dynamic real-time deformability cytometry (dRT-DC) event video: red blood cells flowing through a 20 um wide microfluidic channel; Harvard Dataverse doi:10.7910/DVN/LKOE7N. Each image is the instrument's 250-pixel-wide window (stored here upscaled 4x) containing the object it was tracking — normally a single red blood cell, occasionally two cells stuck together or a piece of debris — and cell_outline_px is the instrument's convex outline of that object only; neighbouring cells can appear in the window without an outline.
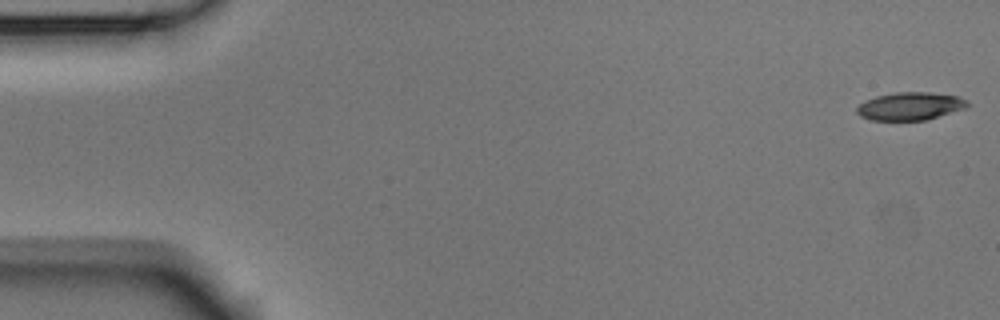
{"species": "Egyptian fruit bat (a non-hibernating species)", "species_latin": "Rousettus aegyptiacus", "temperature_condition": "room temperature", "stored_images_in_passage": 5, "camera_frame_rate_fps": 3000, "um_per_image_px": 0.085, "animal": {"sex": "male"}, "frame": {"image": 1, "passage_image": 1, "time_ms": 0.0, "image_size_px": [1000, 320], "cell_outline_px": [[968, 108], [928, 120], [872, 120], [860, 116], [856, 112], [856, 108], [864, 100], [876, 96], [896, 92], [928, 92], [960, 96], [968, 100]], "centroid_in_image_um": [77.41, 9.02], "position_along_channel_um": 7.6, "area_um2": 18.26}}
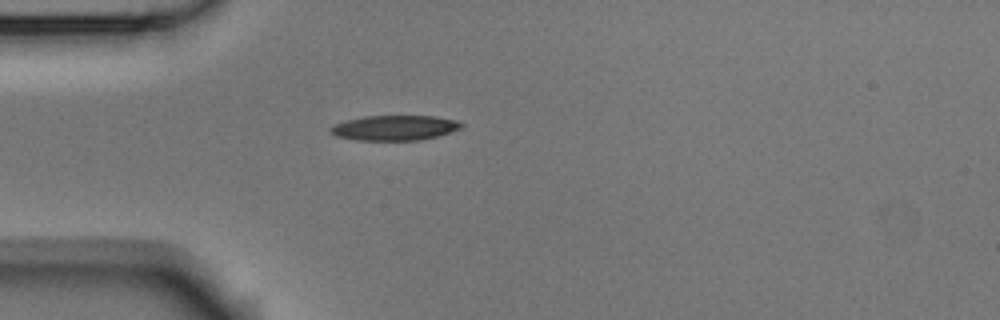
{"frame": {"image": 2, "passage_image": 5, "time_ms": 1.333, "image_size_px": [1000, 320], "cell_outline_px": [[464, 128], [436, 136], [420, 140], [356, 140], [336, 136], [328, 132], [328, 128], [344, 120], [364, 116], [436, 116], [456, 120], [464, 124]], "centroid_in_image_um": [33.53, 10.86], "position_along_channel_um": 51.5, "area_um2": 19.25}}